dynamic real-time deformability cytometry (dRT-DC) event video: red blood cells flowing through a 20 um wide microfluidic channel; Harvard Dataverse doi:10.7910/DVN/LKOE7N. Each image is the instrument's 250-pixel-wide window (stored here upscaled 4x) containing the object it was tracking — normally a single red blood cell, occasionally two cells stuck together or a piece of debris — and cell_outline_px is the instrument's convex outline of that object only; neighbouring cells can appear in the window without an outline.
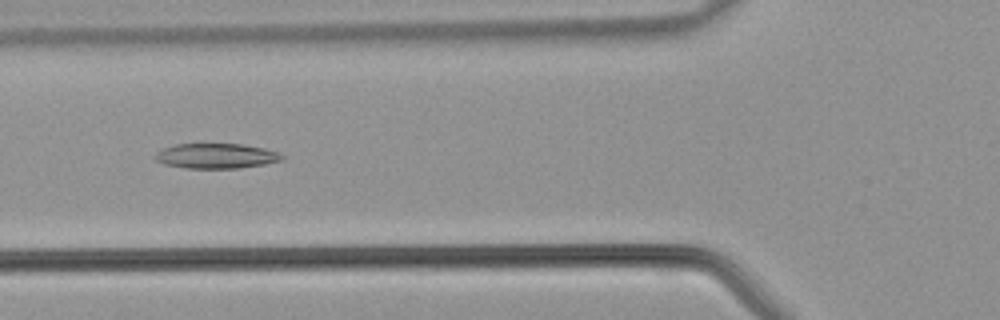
{"species": "common noctule bat (a hibernating species)", "species_latin": "Nyctalus noctula", "temperature_condition": "warm", "stored_images_in_passage": 36, "camera_frame_rate_fps": 3000, "um_per_image_px": 0.085, "animal": {"sex": "male", "body_mass_g": 21.5, "forearm_length_mm": 52.0}, "frame": {"image": 1, "passage_image": 10, "time_ms": 3.0, "image_size_px": [1000, 320], "cell_outline_px": [[284, 160], [264, 164], [240, 168], [184, 168], [164, 164], [156, 160], [152, 156], [156, 152], [164, 148], [176, 144], [244, 144], [264, 148], [276, 152], [284, 156]], "centroid_in_image_um": [18.36, 13.26], "position_along_channel_um": 107.4, "area_um2": 18.55}}
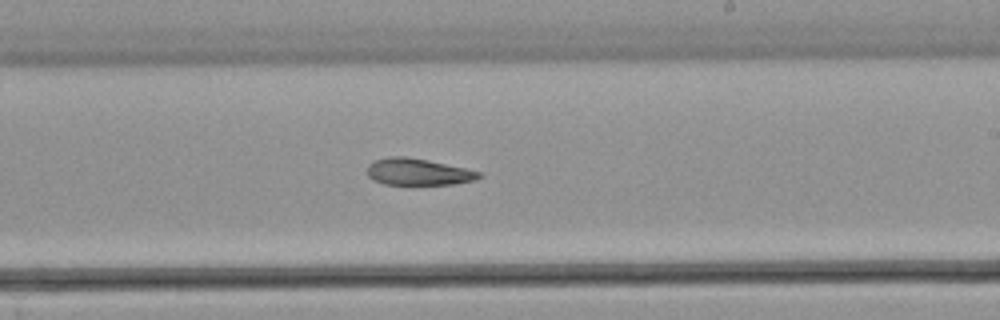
{"frame": {"image": 2, "passage_image": 19, "time_ms": 6.0, "image_size_px": [1000, 320], "cell_outline_px": [[480, 176], [472, 180], [452, 184], [384, 184], [372, 180], [368, 176], [368, 164], [372, 160], [388, 156], [404, 156], [464, 168], [480, 172]], "centroid_in_image_um": [35.43, 14.6], "position_along_channel_um": 253.6, "area_um2": 17.05}}
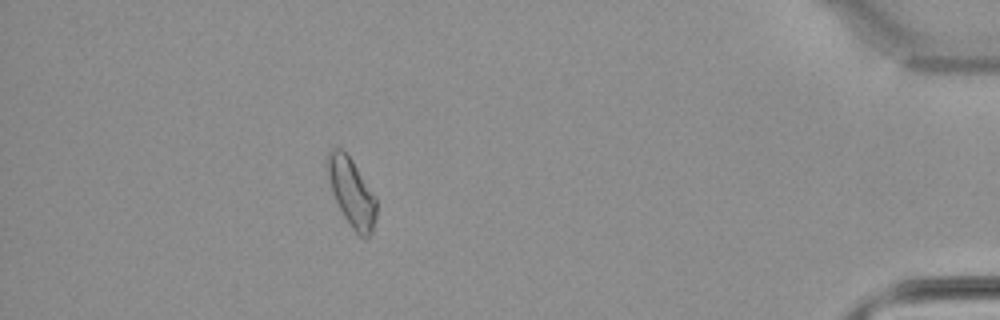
{"frame": {"image": 3, "passage_image": 32, "time_ms": 10.333, "image_size_px": [1000, 320], "cell_outline_px": [[376, 220], [372, 232], [364, 240], [352, 228], [344, 216], [332, 192], [324, 160], [328, 152], [332, 148], [340, 148], [352, 160], [376, 196]], "centroid_in_image_um": [29.88, 16.34], "position_along_channel_um": 405.3, "area_um2": 19.54}}